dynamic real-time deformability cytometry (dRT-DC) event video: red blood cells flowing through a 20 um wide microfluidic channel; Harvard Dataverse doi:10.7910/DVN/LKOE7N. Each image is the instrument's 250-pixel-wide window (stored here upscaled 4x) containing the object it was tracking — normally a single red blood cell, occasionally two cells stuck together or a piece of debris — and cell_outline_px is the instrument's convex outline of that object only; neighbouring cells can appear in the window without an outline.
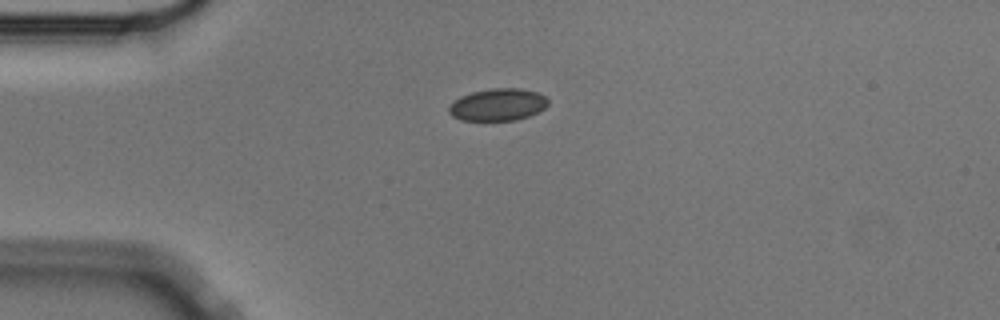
{"species": "Egyptian fruit bat (a non-hibernating species)", "species_latin": "Rousettus aegyptiacus", "temperature_condition": "cold", "stored_images_in_passage": 11, "camera_frame_rate_fps": 3000, "um_per_image_px": 0.085, "animal": {"sex": "male"}, "frame": {"image": 1, "passage_image": 1, "time_ms": 0.0, "image_size_px": [1000, 320], "cell_outline_px": [[548, 104], [544, 108], [528, 116], [516, 120], [460, 120], [452, 116], [448, 112], [448, 108], [460, 96], [472, 92], [492, 88], [520, 88], [536, 92], [544, 96], [548, 100]], "centroid_in_image_um": [42.3, 8.89], "position_along_channel_um": 42.7, "area_um2": 18.44}}
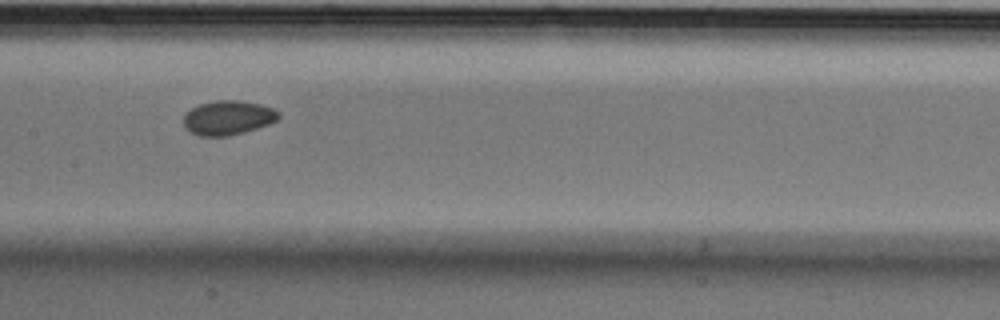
{"frame": {"image": 2, "passage_image": 5, "time_ms": 1.333, "image_size_px": [1000, 320], "cell_outline_px": [[280, 116], [276, 120], [268, 124], [244, 132], [228, 136], [196, 136], [188, 132], [184, 128], [184, 116], [192, 108], [200, 104], [216, 100], [240, 100], [260, 104], [272, 108], [280, 112]], "centroid_in_image_um": [19.36, 10.01], "position_along_channel_um": 188.0, "area_um2": 19.07}}
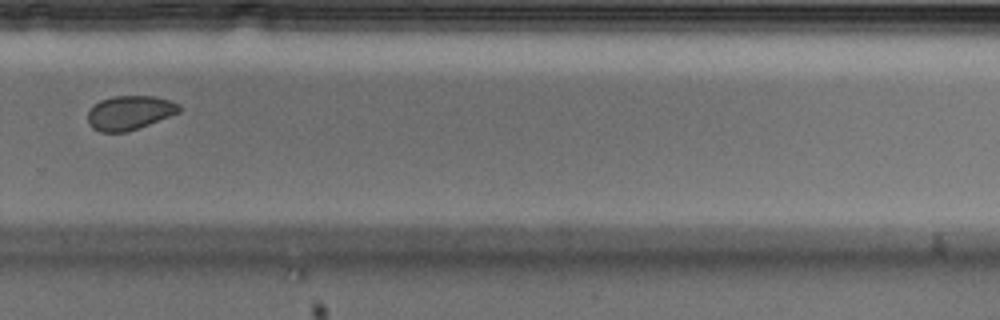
{"frame": {"image": 3, "passage_image": 8, "time_ms": 2.333, "image_size_px": [1000, 320], "cell_outline_px": [[180, 112], [128, 132], [100, 132], [92, 128], [88, 124], [88, 112], [100, 100], [112, 96], [156, 96], [180, 104]], "centroid_in_image_um": [11.01, 9.58], "position_along_channel_um": 318.8, "area_um2": 18.15}}